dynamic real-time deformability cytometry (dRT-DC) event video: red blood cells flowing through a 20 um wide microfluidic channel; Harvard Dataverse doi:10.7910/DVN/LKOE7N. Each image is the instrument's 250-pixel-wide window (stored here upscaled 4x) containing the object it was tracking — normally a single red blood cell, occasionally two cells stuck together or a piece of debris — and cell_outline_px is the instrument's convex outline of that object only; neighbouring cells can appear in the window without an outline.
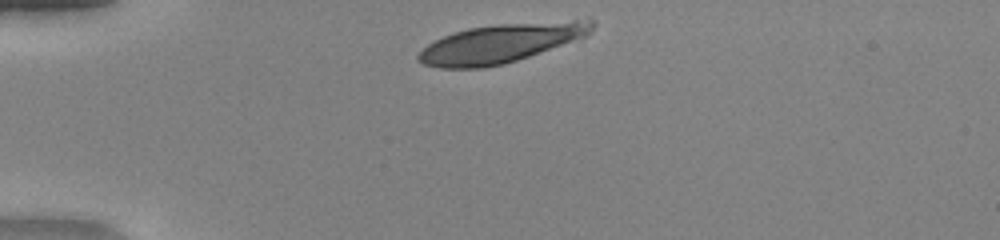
{"species": "human", "species_latin": "Homo sapiens", "temperature_condition": "warm", "stored_images_in_passage": 10, "camera_frame_rate_fps": 3000, "um_per_image_px": 0.085, "donor": {"sex": "female"}, "frame": {"image": 1, "passage_image": 2, "time_ms": 0.333, "image_size_px": [1000, 240], "cell_outline_px": [[596, 24], [592, 32], [588, 36], [504, 64], [484, 68], [440, 68], [424, 64], [416, 60], [416, 56], [428, 44], [444, 36], [468, 28], [500, 24], [572, 20], [592, 20]], "centroid_in_image_um": [42.59, 3.68], "position_along_channel_um": 42.4, "area_um2": 39.02}}
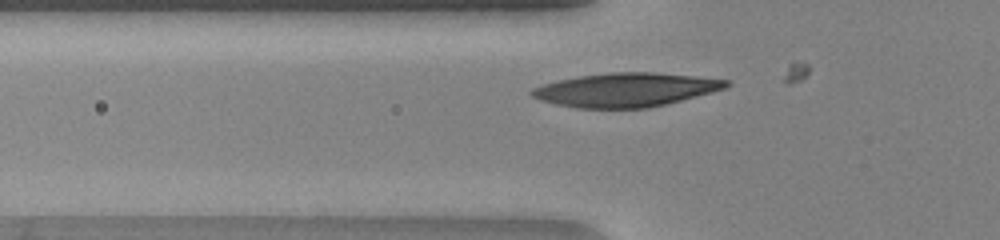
{"frame": {"image": 2, "passage_image": 7, "time_ms": 2.0, "image_size_px": [1000, 240], "cell_outline_px": [[732, 84], [724, 88], [712, 92], [648, 108], [576, 108], [556, 104], [540, 100], [532, 96], [528, 92], [532, 88], [556, 80], [580, 76], [612, 72], [652, 72], [732, 80]], "centroid_in_image_um": [53.17, 7.63], "position_along_channel_um": 72.6, "area_um2": 38.15}}